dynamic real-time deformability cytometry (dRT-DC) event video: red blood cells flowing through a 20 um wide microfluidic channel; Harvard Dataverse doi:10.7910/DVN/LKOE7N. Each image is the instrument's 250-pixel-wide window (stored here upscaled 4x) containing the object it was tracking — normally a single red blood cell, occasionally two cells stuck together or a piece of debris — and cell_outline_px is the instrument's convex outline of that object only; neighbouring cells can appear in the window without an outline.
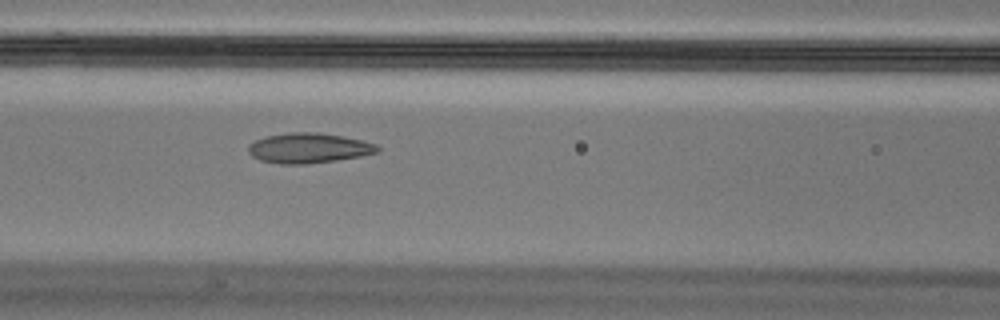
{"species": "Egyptian fruit bat (a non-hibernating species)", "species_latin": "Rousettus aegyptiacus", "temperature_condition": "cold", "stored_images_in_passage": 3, "camera_frame_rate_fps": 3000, "um_per_image_px": 0.085, "animal": {"sex": "male"}, "frame": {"image": 1, "passage_image": 3, "time_ms": 0.667, "image_size_px": [1000, 320], "cell_outline_px": [[380, 152], [360, 156], [336, 160], [304, 164], [280, 164], [260, 160], [252, 156], [248, 152], [248, 144], [264, 136], [288, 132], [316, 132], [340, 136], [360, 140], [376, 144], [380, 148]], "centroid_in_image_um": [26.2, 12.58], "position_along_channel_um": 140.4, "area_um2": 22.6}}